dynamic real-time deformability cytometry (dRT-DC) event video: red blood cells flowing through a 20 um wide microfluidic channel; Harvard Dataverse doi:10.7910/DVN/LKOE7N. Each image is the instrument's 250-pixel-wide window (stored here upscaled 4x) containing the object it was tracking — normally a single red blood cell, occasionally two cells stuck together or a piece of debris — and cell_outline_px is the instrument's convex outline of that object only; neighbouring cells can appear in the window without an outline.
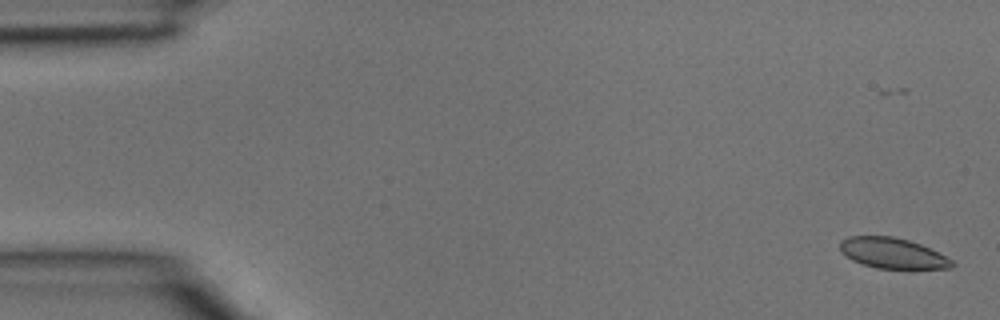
{"species": "common noctule bat (a hibernating species)", "species_latin": "Nyctalus noctula", "temperature_condition": "room temperature", "stored_images_in_passage": 4, "camera_frame_rate_fps": 3000, "um_per_image_px": 0.085, "animal": {"sex": "male", "body_mass_g": 15.6}, "frame": {"image": 1, "passage_image": 1, "time_ms": 0.0, "image_size_px": [1000, 320], "cell_outline_px": [[956, 264], [952, 268], [876, 268], [852, 260], [840, 248], [840, 240], [848, 236], [892, 236], [908, 240], [920, 244], [952, 260]], "centroid_in_image_um": [75.86, 21.51], "position_along_channel_um": 9.1, "area_um2": 19.54}}
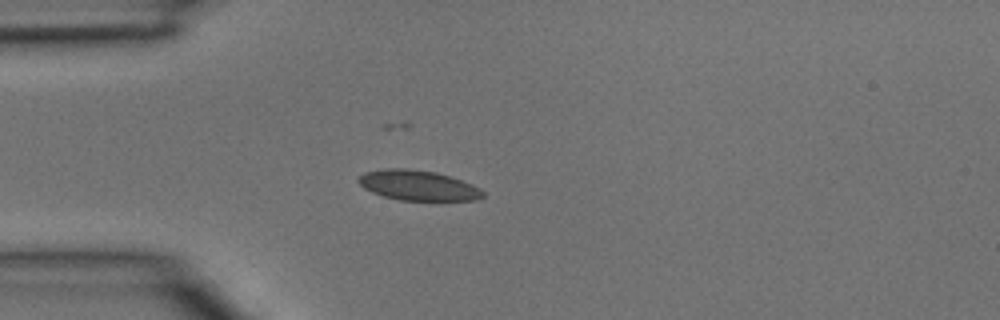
{"frame": {"image": 2, "passage_image": 4, "time_ms": 1.0, "image_size_px": [1000, 320], "cell_outline_px": [[484, 196], [476, 200], [400, 200], [384, 196], [372, 192], [364, 188], [356, 180], [364, 172], [384, 168], [408, 168], [436, 172], [452, 176], [472, 184], [480, 188], [484, 192]], "centroid_in_image_um": [35.54, 15.74], "position_along_channel_um": 49.5, "area_um2": 21.96}}